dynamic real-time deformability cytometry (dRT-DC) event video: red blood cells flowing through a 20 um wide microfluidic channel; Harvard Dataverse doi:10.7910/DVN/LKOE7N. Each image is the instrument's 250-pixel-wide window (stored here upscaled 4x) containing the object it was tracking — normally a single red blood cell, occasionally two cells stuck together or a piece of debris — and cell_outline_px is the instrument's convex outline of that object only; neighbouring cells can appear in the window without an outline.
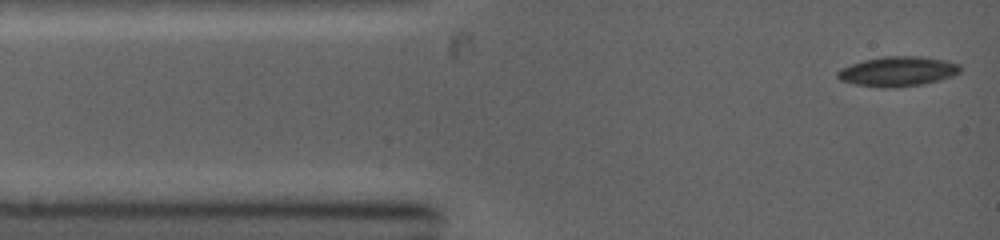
{"species": "common noctule bat (a hibernating species)", "species_latin": "Nyctalus noctula", "temperature_condition": "warm", "stored_images_in_passage": 37, "camera_frame_rate_fps": 5000, "um_per_image_px": 0.085, "animal": {"sex": "female", "body_mass_g": 19.0, "forearm_length_mm": 53.3}, "frame": {"image": 1, "passage_image": 1, "time_ms": 0.0, "image_size_px": [1000, 240], "cell_outline_px": [[964, 68], [960, 72], [952, 76], [940, 80], [924, 84], [896, 88], [880, 88], [852, 84], [840, 80], [836, 76], [836, 72], [840, 68], [864, 60], [884, 56], [920, 56], [944, 60], [960, 64]], "centroid_in_image_um": [76.31, 6.08], "position_along_channel_um": 8.7, "area_um2": 21.68}}
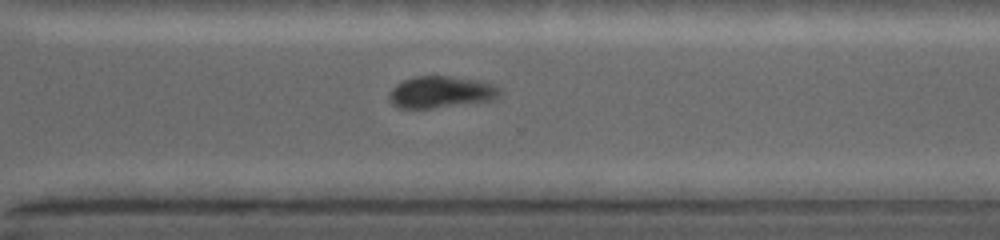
{"frame": {"image": 2, "passage_image": 21, "time_ms": 8.4, "image_size_px": [1000, 240], "cell_outline_px": [[504, 92], [492, 100], [432, 108], [400, 108], [392, 104], [388, 100], [388, 96], [392, 88], [396, 84], [412, 76], [448, 76], [472, 80], [492, 84], [500, 88]], "centroid_in_image_um": [37.44, 7.83], "position_along_channel_um": 333.2, "area_um2": 20.35}}
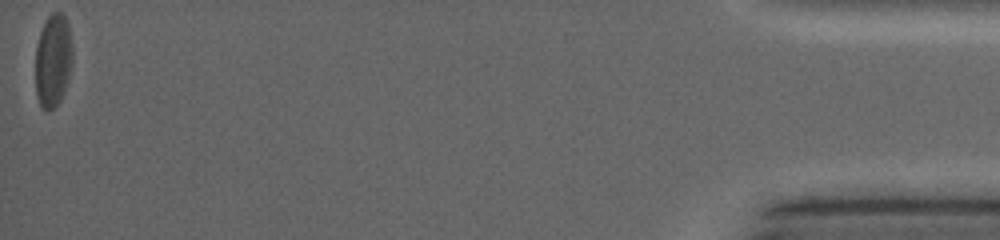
{"frame": {"image": 3, "passage_image": 37, "time_ms": 13.6, "image_size_px": [1000, 240], "cell_outline_px": [[72, 64], [68, 80], [64, 92], [60, 100], [52, 108], [44, 108], [40, 104], [36, 96], [36, 44], [44, 20], [52, 12], [60, 12], [64, 16], [68, 24], [72, 44]], "centroid_in_image_um": [4.51, 5.09], "position_along_channel_um": 430.7, "area_um2": 20.11}}